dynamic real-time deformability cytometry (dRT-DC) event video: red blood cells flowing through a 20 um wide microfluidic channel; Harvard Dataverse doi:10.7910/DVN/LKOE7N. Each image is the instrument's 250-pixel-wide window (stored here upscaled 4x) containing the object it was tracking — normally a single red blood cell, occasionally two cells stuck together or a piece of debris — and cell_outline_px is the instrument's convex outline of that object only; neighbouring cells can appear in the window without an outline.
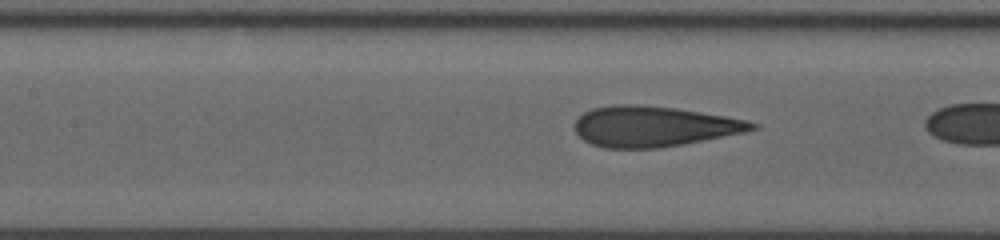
{"species": "human", "species_latin": "Homo sapiens", "temperature_condition": "room temperature", "stored_images_in_passage": 11, "camera_frame_rate_fps": 3000, "um_per_image_px": 0.085, "donor": {"sex": "male"}, "frame": {"image": 1, "passage_image": 6, "time_ms": 1.667, "image_size_px": [1000, 240], "cell_outline_px": [[760, 128], [744, 132], [680, 144], [656, 148], [604, 148], [592, 144], [584, 140], [576, 132], [576, 120], [584, 112], [592, 108], [612, 104], [636, 104], [676, 108], [748, 120], [760, 124]], "centroid_in_image_um": [55.56, 10.73], "position_along_channel_um": 151.8, "area_um2": 41.56}}